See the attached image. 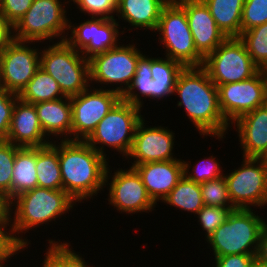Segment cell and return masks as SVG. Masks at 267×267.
<instances>
[{"label": "cell", "mask_w": 267, "mask_h": 267, "mask_svg": "<svg viewBox=\"0 0 267 267\" xmlns=\"http://www.w3.org/2000/svg\"><path fill=\"white\" fill-rule=\"evenodd\" d=\"M200 188L204 205L236 209L230 201L225 176L201 183Z\"/></svg>", "instance_id": "33"}, {"label": "cell", "mask_w": 267, "mask_h": 267, "mask_svg": "<svg viewBox=\"0 0 267 267\" xmlns=\"http://www.w3.org/2000/svg\"><path fill=\"white\" fill-rule=\"evenodd\" d=\"M110 169L107 168L105 176V186L109 185V204L113 205L119 212L133 214L138 212H151L155 203L148 195L138 172L130 167L129 169H118L111 175L112 181L108 179ZM107 183V184H106ZM109 183V184H108ZM152 209V210H151Z\"/></svg>", "instance_id": "16"}, {"label": "cell", "mask_w": 267, "mask_h": 267, "mask_svg": "<svg viewBox=\"0 0 267 267\" xmlns=\"http://www.w3.org/2000/svg\"><path fill=\"white\" fill-rule=\"evenodd\" d=\"M231 212L228 208L204 205L197 213L198 222L205 230L208 238L228 217Z\"/></svg>", "instance_id": "37"}, {"label": "cell", "mask_w": 267, "mask_h": 267, "mask_svg": "<svg viewBox=\"0 0 267 267\" xmlns=\"http://www.w3.org/2000/svg\"><path fill=\"white\" fill-rule=\"evenodd\" d=\"M186 12L196 50L205 58L227 37L217 26L203 0H175Z\"/></svg>", "instance_id": "18"}, {"label": "cell", "mask_w": 267, "mask_h": 267, "mask_svg": "<svg viewBox=\"0 0 267 267\" xmlns=\"http://www.w3.org/2000/svg\"><path fill=\"white\" fill-rule=\"evenodd\" d=\"M265 106L267 107V94H266V99H265Z\"/></svg>", "instance_id": "50"}, {"label": "cell", "mask_w": 267, "mask_h": 267, "mask_svg": "<svg viewBox=\"0 0 267 267\" xmlns=\"http://www.w3.org/2000/svg\"><path fill=\"white\" fill-rule=\"evenodd\" d=\"M7 261H0V267H4V263Z\"/></svg>", "instance_id": "49"}, {"label": "cell", "mask_w": 267, "mask_h": 267, "mask_svg": "<svg viewBox=\"0 0 267 267\" xmlns=\"http://www.w3.org/2000/svg\"><path fill=\"white\" fill-rule=\"evenodd\" d=\"M262 72L264 74V77H265V81H266V89H267V67H265L264 69H262ZM267 94V92H266Z\"/></svg>", "instance_id": "48"}, {"label": "cell", "mask_w": 267, "mask_h": 267, "mask_svg": "<svg viewBox=\"0 0 267 267\" xmlns=\"http://www.w3.org/2000/svg\"><path fill=\"white\" fill-rule=\"evenodd\" d=\"M152 73H151V58L142 55L136 67V72L130 87L122 95V99L127 103L142 108L143 102L141 97L145 96L152 99ZM138 90V94L136 93ZM141 97H140V94Z\"/></svg>", "instance_id": "30"}, {"label": "cell", "mask_w": 267, "mask_h": 267, "mask_svg": "<svg viewBox=\"0 0 267 267\" xmlns=\"http://www.w3.org/2000/svg\"><path fill=\"white\" fill-rule=\"evenodd\" d=\"M18 95L0 86V139H5L10 129L12 111Z\"/></svg>", "instance_id": "39"}, {"label": "cell", "mask_w": 267, "mask_h": 267, "mask_svg": "<svg viewBox=\"0 0 267 267\" xmlns=\"http://www.w3.org/2000/svg\"><path fill=\"white\" fill-rule=\"evenodd\" d=\"M267 22V0H245L241 18V33Z\"/></svg>", "instance_id": "36"}, {"label": "cell", "mask_w": 267, "mask_h": 267, "mask_svg": "<svg viewBox=\"0 0 267 267\" xmlns=\"http://www.w3.org/2000/svg\"><path fill=\"white\" fill-rule=\"evenodd\" d=\"M239 38L254 64L260 70L267 67V22L242 32Z\"/></svg>", "instance_id": "31"}, {"label": "cell", "mask_w": 267, "mask_h": 267, "mask_svg": "<svg viewBox=\"0 0 267 267\" xmlns=\"http://www.w3.org/2000/svg\"><path fill=\"white\" fill-rule=\"evenodd\" d=\"M236 124L243 158H265L267 155V107L265 105L245 113Z\"/></svg>", "instance_id": "21"}, {"label": "cell", "mask_w": 267, "mask_h": 267, "mask_svg": "<svg viewBox=\"0 0 267 267\" xmlns=\"http://www.w3.org/2000/svg\"><path fill=\"white\" fill-rule=\"evenodd\" d=\"M38 187L36 147H21L16 152L12 172L11 201L18 195Z\"/></svg>", "instance_id": "24"}, {"label": "cell", "mask_w": 267, "mask_h": 267, "mask_svg": "<svg viewBox=\"0 0 267 267\" xmlns=\"http://www.w3.org/2000/svg\"><path fill=\"white\" fill-rule=\"evenodd\" d=\"M46 139L35 105L18 99L12 111L9 132L4 140L18 147H43L52 142Z\"/></svg>", "instance_id": "20"}, {"label": "cell", "mask_w": 267, "mask_h": 267, "mask_svg": "<svg viewBox=\"0 0 267 267\" xmlns=\"http://www.w3.org/2000/svg\"><path fill=\"white\" fill-rule=\"evenodd\" d=\"M162 202L195 214L204 206L200 184L185 175Z\"/></svg>", "instance_id": "29"}, {"label": "cell", "mask_w": 267, "mask_h": 267, "mask_svg": "<svg viewBox=\"0 0 267 267\" xmlns=\"http://www.w3.org/2000/svg\"><path fill=\"white\" fill-rule=\"evenodd\" d=\"M241 167L224 175L230 201L235 208L267 204V163L264 158H244Z\"/></svg>", "instance_id": "11"}, {"label": "cell", "mask_w": 267, "mask_h": 267, "mask_svg": "<svg viewBox=\"0 0 267 267\" xmlns=\"http://www.w3.org/2000/svg\"><path fill=\"white\" fill-rule=\"evenodd\" d=\"M202 67L217 87L246 80L260 70L239 37L226 38L204 58Z\"/></svg>", "instance_id": "9"}, {"label": "cell", "mask_w": 267, "mask_h": 267, "mask_svg": "<svg viewBox=\"0 0 267 267\" xmlns=\"http://www.w3.org/2000/svg\"><path fill=\"white\" fill-rule=\"evenodd\" d=\"M219 29L228 37H240L245 0H203Z\"/></svg>", "instance_id": "25"}, {"label": "cell", "mask_w": 267, "mask_h": 267, "mask_svg": "<svg viewBox=\"0 0 267 267\" xmlns=\"http://www.w3.org/2000/svg\"><path fill=\"white\" fill-rule=\"evenodd\" d=\"M205 162H204V161ZM198 161L195 167H193V172H189L191 168L189 163L183 160L184 165V175L195 183L201 184L209 180H213L223 176L224 173H221V167L218 161L212 156H209L207 159ZM189 172V173H188Z\"/></svg>", "instance_id": "35"}, {"label": "cell", "mask_w": 267, "mask_h": 267, "mask_svg": "<svg viewBox=\"0 0 267 267\" xmlns=\"http://www.w3.org/2000/svg\"><path fill=\"white\" fill-rule=\"evenodd\" d=\"M128 45L120 46L119 44L113 49L88 59L91 84L92 81L103 85L121 83L113 90L121 96L127 91L133 81L137 62L143 54L134 44Z\"/></svg>", "instance_id": "10"}, {"label": "cell", "mask_w": 267, "mask_h": 267, "mask_svg": "<svg viewBox=\"0 0 267 267\" xmlns=\"http://www.w3.org/2000/svg\"><path fill=\"white\" fill-rule=\"evenodd\" d=\"M170 0H117L118 19L138 29L156 31L163 8ZM120 14V15H119Z\"/></svg>", "instance_id": "23"}, {"label": "cell", "mask_w": 267, "mask_h": 267, "mask_svg": "<svg viewBox=\"0 0 267 267\" xmlns=\"http://www.w3.org/2000/svg\"><path fill=\"white\" fill-rule=\"evenodd\" d=\"M140 110V107L121 98L85 141L103 157L107 155L103 146H107L115 148L126 158L132 147L136 127L143 119ZM98 144L101 146H96Z\"/></svg>", "instance_id": "6"}, {"label": "cell", "mask_w": 267, "mask_h": 267, "mask_svg": "<svg viewBox=\"0 0 267 267\" xmlns=\"http://www.w3.org/2000/svg\"><path fill=\"white\" fill-rule=\"evenodd\" d=\"M64 99L43 101L34 105L44 134L61 136L62 140H69L68 137L72 135V108L70 97L66 96Z\"/></svg>", "instance_id": "22"}, {"label": "cell", "mask_w": 267, "mask_h": 267, "mask_svg": "<svg viewBox=\"0 0 267 267\" xmlns=\"http://www.w3.org/2000/svg\"><path fill=\"white\" fill-rule=\"evenodd\" d=\"M173 93L180 97L177 106L184 107L201 136L225 138L230 124L219 108L218 87L202 66L184 67L178 74Z\"/></svg>", "instance_id": "1"}, {"label": "cell", "mask_w": 267, "mask_h": 267, "mask_svg": "<svg viewBox=\"0 0 267 267\" xmlns=\"http://www.w3.org/2000/svg\"><path fill=\"white\" fill-rule=\"evenodd\" d=\"M266 92V81L262 70L246 80L219 85L221 113L225 120L232 124L245 113L265 105Z\"/></svg>", "instance_id": "14"}, {"label": "cell", "mask_w": 267, "mask_h": 267, "mask_svg": "<svg viewBox=\"0 0 267 267\" xmlns=\"http://www.w3.org/2000/svg\"><path fill=\"white\" fill-rule=\"evenodd\" d=\"M63 3L61 0H33L31 7L13 26V38L41 42L60 37V41H65L69 20Z\"/></svg>", "instance_id": "8"}, {"label": "cell", "mask_w": 267, "mask_h": 267, "mask_svg": "<svg viewBox=\"0 0 267 267\" xmlns=\"http://www.w3.org/2000/svg\"><path fill=\"white\" fill-rule=\"evenodd\" d=\"M256 255L232 254L215 258V267H251Z\"/></svg>", "instance_id": "42"}, {"label": "cell", "mask_w": 267, "mask_h": 267, "mask_svg": "<svg viewBox=\"0 0 267 267\" xmlns=\"http://www.w3.org/2000/svg\"><path fill=\"white\" fill-rule=\"evenodd\" d=\"M121 98L122 96L112 88L103 87L88 88L70 97L73 138L69 140L85 141Z\"/></svg>", "instance_id": "12"}, {"label": "cell", "mask_w": 267, "mask_h": 267, "mask_svg": "<svg viewBox=\"0 0 267 267\" xmlns=\"http://www.w3.org/2000/svg\"><path fill=\"white\" fill-rule=\"evenodd\" d=\"M11 215L8 201L0 194V221H12Z\"/></svg>", "instance_id": "45"}, {"label": "cell", "mask_w": 267, "mask_h": 267, "mask_svg": "<svg viewBox=\"0 0 267 267\" xmlns=\"http://www.w3.org/2000/svg\"><path fill=\"white\" fill-rule=\"evenodd\" d=\"M265 219L251 209L236 208L227 219L206 239L214 257L232 254L256 255ZM252 247V248H251Z\"/></svg>", "instance_id": "4"}, {"label": "cell", "mask_w": 267, "mask_h": 267, "mask_svg": "<svg viewBox=\"0 0 267 267\" xmlns=\"http://www.w3.org/2000/svg\"><path fill=\"white\" fill-rule=\"evenodd\" d=\"M144 118L138 123L135 135L126 159L133 158L135 165L148 162L177 160L173 157L174 133L167 127H145ZM136 159V160H135Z\"/></svg>", "instance_id": "17"}, {"label": "cell", "mask_w": 267, "mask_h": 267, "mask_svg": "<svg viewBox=\"0 0 267 267\" xmlns=\"http://www.w3.org/2000/svg\"><path fill=\"white\" fill-rule=\"evenodd\" d=\"M76 201L71 198L63 189L53 190L48 188L35 187L15 197L9 203V212L15 213L13 224L10 227L15 234L16 240L25 248L29 241L19 233H25L27 230L37 227L41 224H47L51 220L70 211ZM12 206L14 212H12ZM25 231V232H23ZM18 234V236H16Z\"/></svg>", "instance_id": "3"}, {"label": "cell", "mask_w": 267, "mask_h": 267, "mask_svg": "<svg viewBox=\"0 0 267 267\" xmlns=\"http://www.w3.org/2000/svg\"><path fill=\"white\" fill-rule=\"evenodd\" d=\"M49 243L45 258L54 267H90L74 250L71 251L69 243H60V240H49Z\"/></svg>", "instance_id": "34"}, {"label": "cell", "mask_w": 267, "mask_h": 267, "mask_svg": "<svg viewBox=\"0 0 267 267\" xmlns=\"http://www.w3.org/2000/svg\"><path fill=\"white\" fill-rule=\"evenodd\" d=\"M83 13L91 14L92 17L114 18L117 12V0H73Z\"/></svg>", "instance_id": "38"}, {"label": "cell", "mask_w": 267, "mask_h": 267, "mask_svg": "<svg viewBox=\"0 0 267 267\" xmlns=\"http://www.w3.org/2000/svg\"><path fill=\"white\" fill-rule=\"evenodd\" d=\"M33 0H0V15L12 26L27 12Z\"/></svg>", "instance_id": "41"}, {"label": "cell", "mask_w": 267, "mask_h": 267, "mask_svg": "<svg viewBox=\"0 0 267 267\" xmlns=\"http://www.w3.org/2000/svg\"><path fill=\"white\" fill-rule=\"evenodd\" d=\"M58 83L41 67L18 95V98L29 104L65 98Z\"/></svg>", "instance_id": "28"}, {"label": "cell", "mask_w": 267, "mask_h": 267, "mask_svg": "<svg viewBox=\"0 0 267 267\" xmlns=\"http://www.w3.org/2000/svg\"><path fill=\"white\" fill-rule=\"evenodd\" d=\"M9 222L0 221V261H8L7 259L12 255H16L21 249L24 250V247L16 240L12 229H6Z\"/></svg>", "instance_id": "40"}, {"label": "cell", "mask_w": 267, "mask_h": 267, "mask_svg": "<svg viewBox=\"0 0 267 267\" xmlns=\"http://www.w3.org/2000/svg\"><path fill=\"white\" fill-rule=\"evenodd\" d=\"M36 173L38 187L63 189L58 150L51 143L36 147Z\"/></svg>", "instance_id": "26"}, {"label": "cell", "mask_w": 267, "mask_h": 267, "mask_svg": "<svg viewBox=\"0 0 267 267\" xmlns=\"http://www.w3.org/2000/svg\"><path fill=\"white\" fill-rule=\"evenodd\" d=\"M183 68L179 62L168 57L151 58L152 99L173 95L176 79Z\"/></svg>", "instance_id": "27"}, {"label": "cell", "mask_w": 267, "mask_h": 267, "mask_svg": "<svg viewBox=\"0 0 267 267\" xmlns=\"http://www.w3.org/2000/svg\"><path fill=\"white\" fill-rule=\"evenodd\" d=\"M255 258L260 263L267 265V223L262 229Z\"/></svg>", "instance_id": "44"}, {"label": "cell", "mask_w": 267, "mask_h": 267, "mask_svg": "<svg viewBox=\"0 0 267 267\" xmlns=\"http://www.w3.org/2000/svg\"><path fill=\"white\" fill-rule=\"evenodd\" d=\"M42 267H54V266L45 258Z\"/></svg>", "instance_id": "47"}, {"label": "cell", "mask_w": 267, "mask_h": 267, "mask_svg": "<svg viewBox=\"0 0 267 267\" xmlns=\"http://www.w3.org/2000/svg\"><path fill=\"white\" fill-rule=\"evenodd\" d=\"M30 43L14 39L0 52V86L8 92L19 95L40 67L39 49Z\"/></svg>", "instance_id": "13"}, {"label": "cell", "mask_w": 267, "mask_h": 267, "mask_svg": "<svg viewBox=\"0 0 267 267\" xmlns=\"http://www.w3.org/2000/svg\"><path fill=\"white\" fill-rule=\"evenodd\" d=\"M251 267H267L266 264H262L259 261L255 260Z\"/></svg>", "instance_id": "46"}, {"label": "cell", "mask_w": 267, "mask_h": 267, "mask_svg": "<svg viewBox=\"0 0 267 267\" xmlns=\"http://www.w3.org/2000/svg\"><path fill=\"white\" fill-rule=\"evenodd\" d=\"M156 32L158 40L166 47V57L179 62L183 67H199L204 57L196 50L185 10L170 0L163 8Z\"/></svg>", "instance_id": "7"}, {"label": "cell", "mask_w": 267, "mask_h": 267, "mask_svg": "<svg viewBox=\"0 0 267 267\" xmlns=\"http://www.w3.org/2000/svg\"><path fill=\"white\" fill-rule=\"evenodd\" d=\"M47 47L40 52V67L58 83L65 96L78 95L91 86L89 60L79 51L66 41Z\"/></svg>", "instance_id": "5"}, {"label": "cell", "mask_w": 267, "mask_h": 267, "mask_svg": "<svg viewBox=\"0 0 267 267\" xmlns=\"http://www.w3.org/2000/svg\"><path fill=\"white\" fill-rule=\"evenodd\" d=\"M60 143L51 142L58 150L63 190L76 202L93 198L105 187L108 159L86 141L61 140Z\"/></svg>", "instance_id": "2"}, {"label": "cell", "mask_w": 267, "mask_h": 267, "mask_svg": "<svg viewBox=\"0 0 267 267\" xmlns=\"http://www.w3.org/2000/svg\"><path fill=\"white\" fill-rule=\"evenodd\" d=\"M21 147L0 139V194L11 202L12 172L16 152Z\"/></svg>", "instance_id": "32"}, {"label": "cell", "mask_w": 267, "mask_h": 267, "mask_svg": "<svg viewBox=\"0 0 267 267\" xmlns=\"http://www.w3.org/2000/svg\"><path fill=\"white\" fill-rule=\"evenodd\" d=\"M116 20L91 17L78 26H72V22L69 21L68 30H71V34L65 41L86 59H90L118 46L119 22Z\"/></svg>", "instance_id": "15"}, {"label": "cell", "mask_w": 267, "mask_h": 267, "mask_svg": "<svg viewBox=\"0 0 267 267\" xmlns=\"http://www.w3.org/2000/svg\"><path fill=\"white\" fill-rule=\"evenodd\" d=\"M133 168L138 172L148 195L155 204L159 200L163 201L184 176L181 159L148 162L135 165Z\"/></svg>", "instance_id": "19"}, {"label": "cell", "mask_w": 267, "mask_h": 267, "mask_svg": "<svg viewBox=\"0 0 267 267\" xmlns=\"http://www.w3.org/2000/svg\"><path fill=\"white\" fill-rule=\"evenodd\" d=\"M13 40V26L0 15V52Z\"/></svg>", "instance_id": "43"}]
</instances>
